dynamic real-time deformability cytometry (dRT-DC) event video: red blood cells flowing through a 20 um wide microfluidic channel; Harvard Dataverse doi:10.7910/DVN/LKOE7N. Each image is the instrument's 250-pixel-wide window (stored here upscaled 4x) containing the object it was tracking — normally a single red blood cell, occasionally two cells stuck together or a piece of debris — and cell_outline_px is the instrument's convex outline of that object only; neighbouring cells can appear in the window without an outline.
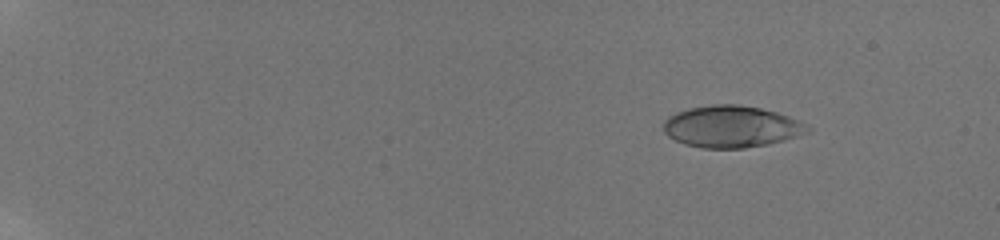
{"species": "human", "species_latin": "Homo sapiens", "temperature_condition": "room temperature", "stored_images_in_passage": 59, "camera_frame_rate_fps": 3000, "um_per_image_px": 0.085, "donor": {"sex": "male"}, "frame": {"image": 1, "passage_image": 10, "time_ms": 3.0, "image_size_px": [1000, 240], "cell_outline_px": [[812, 128], [808, 132], [784, 140], [768, 144], [744, 148], [700, 148], [684, 144], [668, 136], [664, 132], [664, 120], [668, 116], [676, 112], [688, 108], [712, 104], [736, 104], [760, 108], [776, 112], [800, 120], [808, 124]], "centroid_in_image_um": [62.17, 10.76], "position_along_channel_um": 22.8, "area_um2": 35.2}}
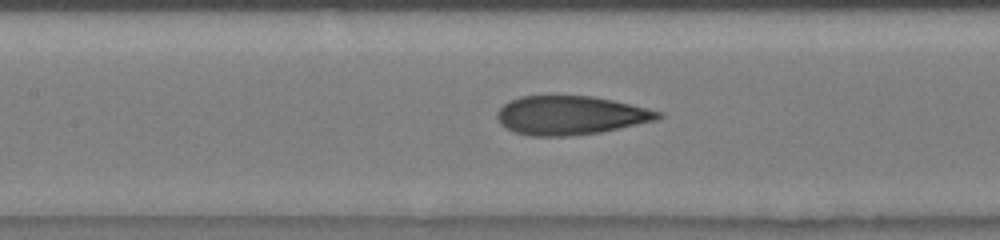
{"frame": {"image": 2, "passage_image": 33, "time_ms": 10.667, "image_size_px": [1000, 240], "cell_outline_px": [[664, 116], [660, 120], [600, 132], [568, 136], [528, 136], [512, 132], [500, 124], [496, 116], [496, 112], [504, 104], [520, 96], [592, 96], [612, 100], [648, 108], [664, 112]], "centroid_in_image_um": [48.52, 9.81], "position_along_channel_um": 158.9, "area_um2": 36.7}}
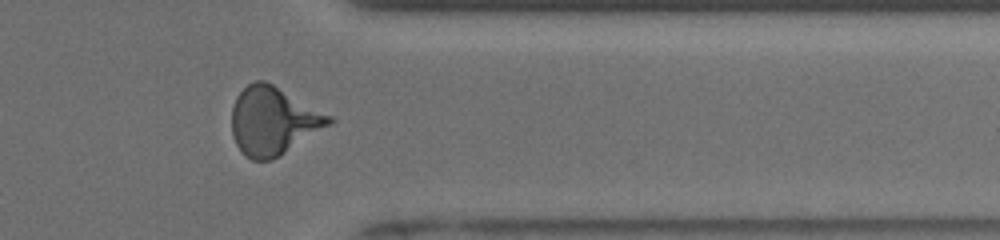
{"frame": {"image": 3, "passage_image": 51, "time_ms": 16.667, "image_size_px": [1000, 240], "cell_outline_px": [[336, 120], [332, 124], [272, 160], [252, 160], [244, 156], [236, 144], [232, 132], [232, 108], [236, 96], [248, 84], [256, 80], [264, 80], [272, 84], [332, 116]], "centroid_in_image_um": [23.22, 10.28], "position_along_channel_um": 388.2, "area_um2": 38.38}, "authors_computed_cell_mechanics": {"area_um2": 35.836, "velocity_mm_per_s": 3.8583, "shape_relaxation_time_tau1_ms": 4.91, "shape_relaxation_time_tau2_ms": 0.8971, "deformation_change_tau1": 0.2024, "deformation_change_tau2": 0.0845}}